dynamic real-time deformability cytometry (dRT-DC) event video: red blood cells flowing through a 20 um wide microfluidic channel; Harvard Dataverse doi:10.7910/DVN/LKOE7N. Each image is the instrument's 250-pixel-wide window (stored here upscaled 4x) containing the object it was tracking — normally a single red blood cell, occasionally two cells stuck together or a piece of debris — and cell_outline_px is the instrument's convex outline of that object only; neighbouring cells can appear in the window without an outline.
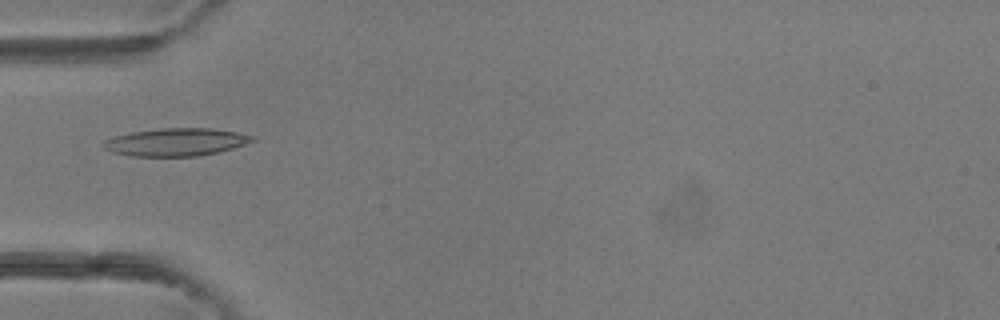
{"species": "common noctule bat (a hibernating species)", "species_latin": "Nyctalus noctula", "temperature_condition": "room temperature", "stored_images_in_passage": 47, "camera_frame_rate_fps": 3000, "um_per_image_px": 0.085, "animal": {"sex": "female"}, "frame": {"image": 1, "passage_image": 16, "time_ms": 5.0, "image_size_px": [1000, 320], "cell_outline_px": [[256, 140], [232, 148], [216, 152], [196, 156], [132, 156], [112, 152], [104, 148], [100, 144], [104, 140], [116, 136], [132, 132], [160, 128], [212, 128], [236, 132], [256, 136]], "centroid_in_image_um": [14.94, 12.07], "position_along_channel_um": 70.1, "area_um2": 23.99}}
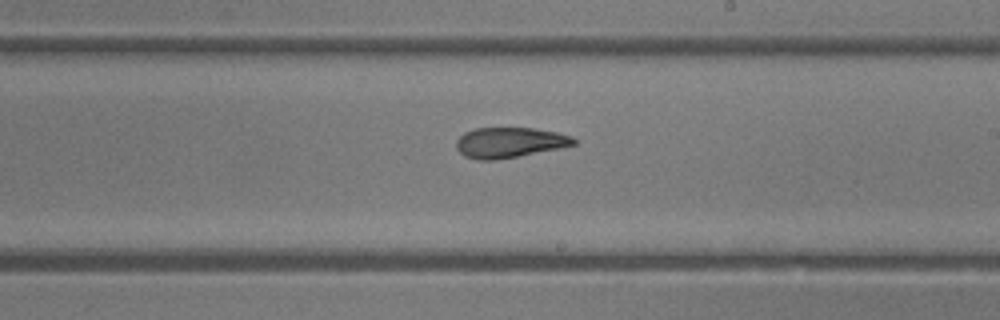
{"frame": {"image": 2, "passage_image": 28, "time_ms": 9.0, "image_size_px": [1000, 320], "cell_outline_px": [[576, 144], [560, 148], [496, 160], [476, 160], [464, 156], [456, 148], [456, 140], [464, 132], [476, 128], [532, 128], [556, 132], [572, 136], [576, 140]], "centroid_in_image_um": [43.28, 12.11], "position_along_channel_um": 245.7, "area_um2": 20.75}}
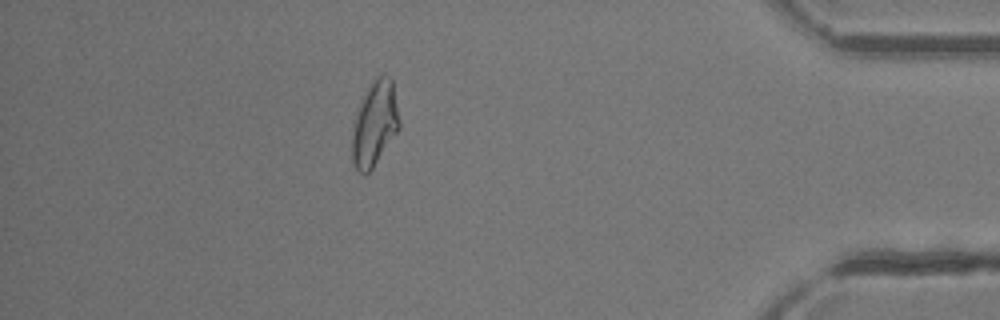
{"frame": {"image": 3, "passage_image": 42, "time_ms": 13.667, "image_size_px": [1000, 320], "cell_outline_px": [[400, 128], [372, 168], [364, 176], [352, 164], [352, 120], [368, 84], [376, 76], [388, 76], [392, 80], [400, 120]], "centroid_in_image_um": [31.82, 10.5], "position_along_channel_um": 403.4, "area_um2": 23.58}, "authors_computed_cell_mechanics": {"area_um2": 22.3686, "velocity_mm_per_s": 4.3709, "shape_relaxation_time_tau1_ms": null, "shape_relaxation_time_tau2_ms": 1.4498, "deformation_change_tau1": null, "deformation_change_tau2": 0.093}}